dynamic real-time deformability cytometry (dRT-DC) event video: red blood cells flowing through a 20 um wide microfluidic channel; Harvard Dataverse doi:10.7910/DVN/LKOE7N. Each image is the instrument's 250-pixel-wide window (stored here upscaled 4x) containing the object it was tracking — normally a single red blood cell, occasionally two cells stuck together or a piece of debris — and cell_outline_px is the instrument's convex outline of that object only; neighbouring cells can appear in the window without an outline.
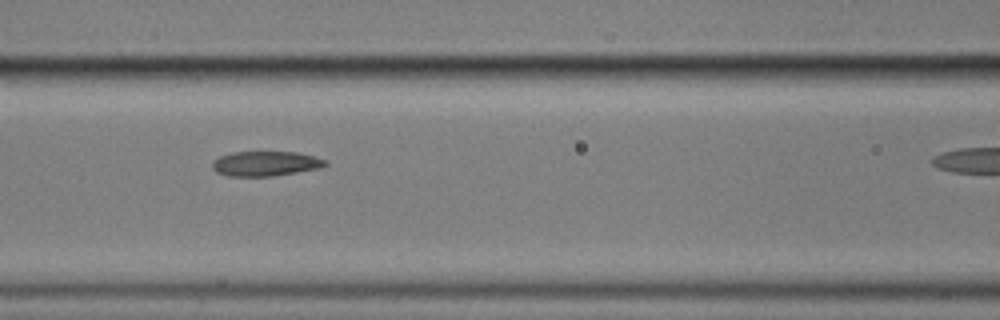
{"species": "common noctule bat (a hibernating species)", "species_latin": "Nyctalus noctula", "temperature_condition": "cold", "stored_images_in_passage": 6, "segment_of_instrument_passage": [1, 2], "camera_frame_rate_fps": 3000, "um_per_image_px": 0.085, "animal": {"sex": "male", "body_mass_g": 17.9}, "frame": {"image": 1, "passage_image": 4, "time_ms": 4.333, "image_size_px": [1000, 320], "cell_outline_px": [[328, 164], [320, 168], [272, 176], [228, 176], [216, 172], [212, 168], [212, 164], [220, 156], [232, 152], [296, 152], [312, 156], [324, 160]], "centroid_in_image_um": [22.54, 13.91], "position_along_channel_um": 144.1, "area_um2": 16.13}}
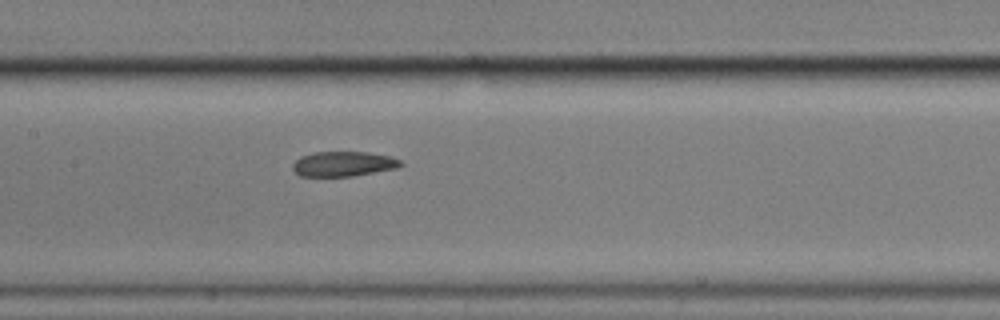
{"frame": {"image": 2, "passage_image": 5, "time_ms": 5.333, "image_size_px": [1000, 320], "cell_outline_px": [[404, 164], [396, 168], [352, 176], [300, 176], [292, 168], [292, 164], [300, 156], [312, 152], [368, 152], [392, 156], [400, 160]], "centroid_in_image_um": [29.18, 13.92], "position_along_channel_um": 178.2, "area_um2": 15.72}}